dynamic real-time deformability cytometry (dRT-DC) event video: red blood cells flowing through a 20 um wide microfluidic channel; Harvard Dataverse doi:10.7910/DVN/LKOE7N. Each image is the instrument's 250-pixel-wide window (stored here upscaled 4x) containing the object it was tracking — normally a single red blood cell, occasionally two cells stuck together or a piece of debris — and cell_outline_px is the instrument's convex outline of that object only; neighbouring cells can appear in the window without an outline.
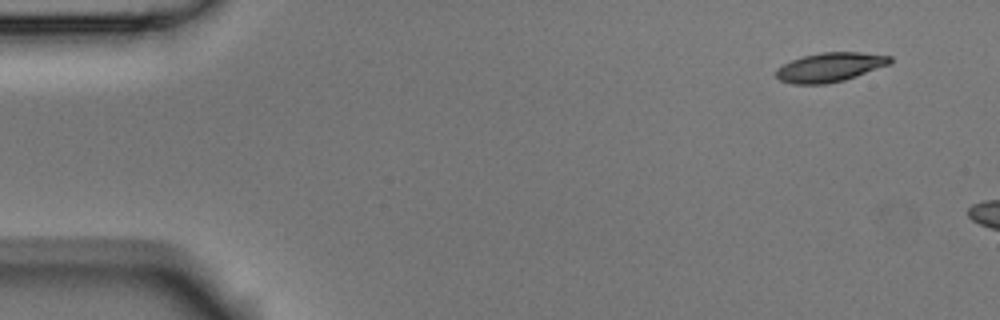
{"species": "Egyptian fruit bat (a non-hibernating species)", "species_latin": "Rousettus aegyptiacus", "temperature_condition": "room temperature", "stored_images_in_passage": 2, "camera_frame_rate_fps": 3000, "um_per_image_px": 0.085, "animal": {"sex": "male"}, "frame": {"image": 1, "passage_image": 1, "time_ms": 0.0, "image_size_px": [1000, 320], "cell_outline_px": [[892, 60], [888, 64], [856, 76], [844, 80], [828, 84], [792, 84], [780, 80], [776, 76], [776, 68], [792, 60], [804, 56], [820, 52], [860, 52], [892, 56]], "centroid_in_image_um": [70.52, 5.71], "position_along_channel_um": 14.5, "area_um2": 19.25}}